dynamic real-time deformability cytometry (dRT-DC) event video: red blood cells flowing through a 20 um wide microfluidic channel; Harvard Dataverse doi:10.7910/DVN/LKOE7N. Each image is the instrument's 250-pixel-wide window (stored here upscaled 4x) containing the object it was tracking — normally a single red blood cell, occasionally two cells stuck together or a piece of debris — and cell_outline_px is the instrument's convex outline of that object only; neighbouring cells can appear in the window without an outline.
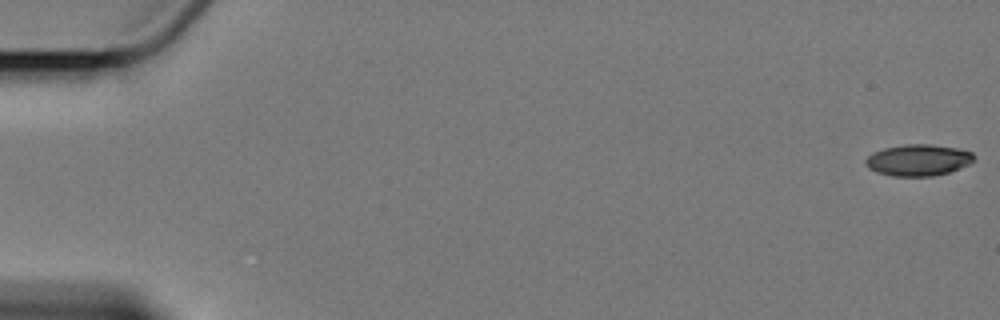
{"species": "Egyptian fruit bat (a non-hibernating species)", "species_latin": "Rousettus aegyptiacus", "temperature_condition": "cold", "stored_images_in_passage": 6, "camera_frame_rate_fps": 3000, "um_per_image_px": 0.085, "animal": {"sex": "female"}, "frame": {"image": 1, "passage_image": 1, "time_ms": 0.0, "image_size_px": [1000, 320], "cell_outline_px": [[976, 160], [960, 168], [948, 172], [932, 176], [892, 176], [876, 172], [868, 168], [864, 164], [864, 160], [872, 152], [884, 148], [904, 144], [932, 144], [956, 148], [972, 152], [976, 156]], "centroid_in_image_um": [78.03, 13.6], "position_along_channel_um": 7.0, "area_um2": 20.06}}
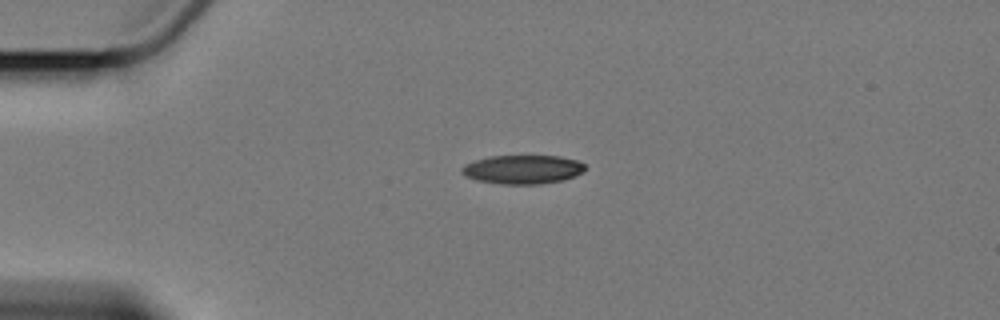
{"frame": {"image": 2, "passage_image": 5, "time_ms": 4.667, "image_size_px": [1000, 320], "cell_outline_px": [[584, 172], [576, 176], [564, 180], [540, 184], [500, 184], [476, 180], [464, 176], [460, 172], [460, 168], [464, 164], [488, 156], [560, 156], [576, 160], [584, 164]], "centroid_in_image_um": [44.4, 14.41], "position_along_channel_um": 40.6, "area_um2": 20.92}}